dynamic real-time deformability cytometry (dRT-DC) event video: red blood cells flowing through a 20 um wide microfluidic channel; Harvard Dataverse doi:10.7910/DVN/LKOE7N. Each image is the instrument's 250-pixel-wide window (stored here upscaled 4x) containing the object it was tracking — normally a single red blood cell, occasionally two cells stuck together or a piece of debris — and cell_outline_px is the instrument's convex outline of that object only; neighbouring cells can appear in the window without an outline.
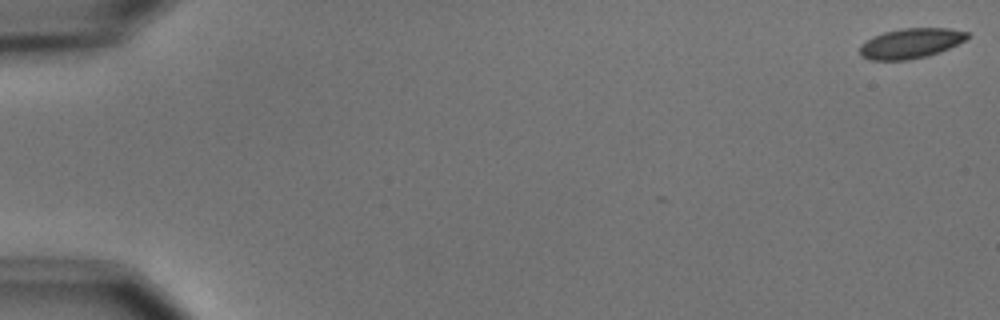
{"species": "common noctule bat (a hibernating species)", "species_latin": "Nyctalus noctula", "temperature_condition": "cold", "stored_images_in_passage": 9, "camera_frame_rate_fps": 3000, "um_per_image_px": 0.085, "animal": {"sex": "male", "body_mass_g": 15.6}, "frame": {"image": 1, "passage_image": 1, "time_ms": 0.0, "image_size_px": [1000, 320], "cell_outline_px": [[968, 36], [964, 40], [940, 52], [928, 56], [908, 60], [872, 60], [860, 56], [860, 44], [872, 36], [884, 32], [900, 28], [948, 28], [968, 32]], "centroid_in_image_um": [77.37, 3.68], "position_along_channel_um": 7.6, "area_um2": 18.84}}
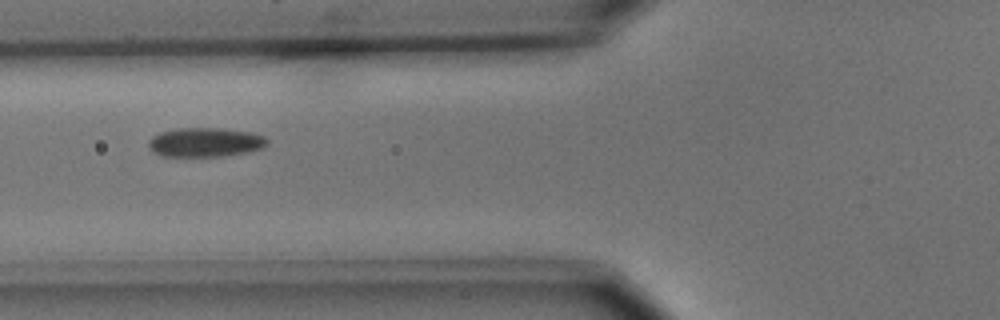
{"frame": {"image": 2, "passage_image": 7, "time_ms": 7.0, "image_size_px": [1000, 320], "cell_outline_px": [[268, 144], [264, 148], [252, 152], [224, 156], [160, 156], [152, 152], [148, 148], [148, 140], [152, 136], [160, 132], [176, 128], [220, 128], [252, 132], [264, 136], [268, 140]], "centroid_in_image_um": [17.45, 12.1], "position_along_channel_um": 108.3, "area_um2": 20.63}}
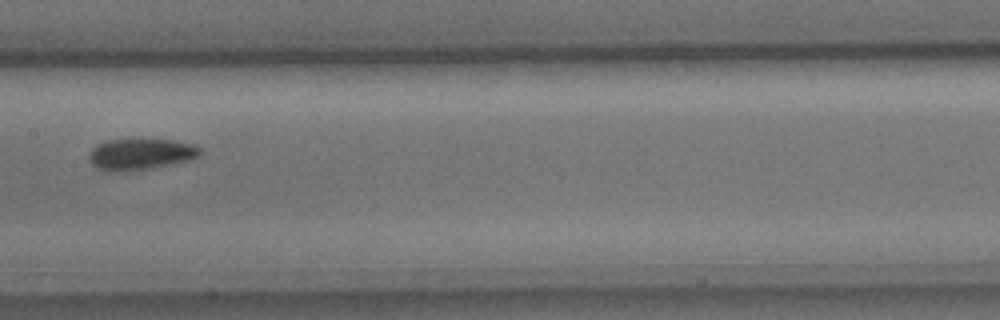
{"frame": {"image": 3, "passage_image": 9, "time_ms": 9.333, "image_size_px": [1000, 320], "cell_outline_px": [[200, 156], [188, 160], [172, 164], [148, 168], [116, 172], [108, 172], [96, 168], [88, 160], [88, 152], [96, 144], [108, 140], [172, 140], [196, 144], [200, 148]], "centroid_in_image_um": [11.91, 13.11], "position_along_channel_um": 195.5, "area_um2": 20.23}}